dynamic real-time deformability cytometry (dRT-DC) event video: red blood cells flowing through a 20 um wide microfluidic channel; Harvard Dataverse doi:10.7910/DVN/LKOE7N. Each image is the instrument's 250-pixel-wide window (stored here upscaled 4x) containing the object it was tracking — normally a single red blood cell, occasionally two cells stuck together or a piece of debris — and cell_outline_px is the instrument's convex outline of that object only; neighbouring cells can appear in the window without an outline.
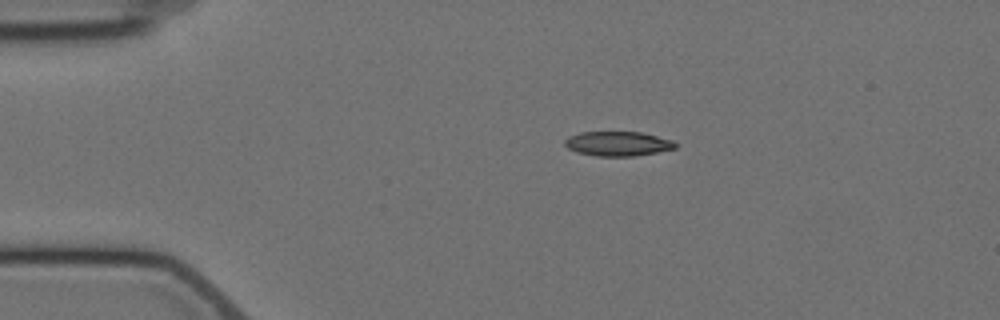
{"species": "Egyptian fruit bat (a non-hibernating species)", "species_latin": "Rousettus aegyptiacus", "temperature_condition": "cold", "stored_images_in_passage": 8, "camera_frame_rate_fps": 3000, "um_per_image_px": 0.085, "animal": {"sex": "female"}, "frame": {"image": 1, "passage_image": 1, "time_ms": 0.0, "image_size_px": [1000, 320], "cell_outline_px": [[676, 148], [656, 152], [632, 156], [596, 156], [576, 152], [568, 148], [564, 144], [564, 140], [568, 136], [580, 132], [640, 132], [672, 140], [676, 144]], "centroid_in_image_um": [52.47, 12.21], "position_along_channel_um": 32.5, "area_um2": 15.72}}
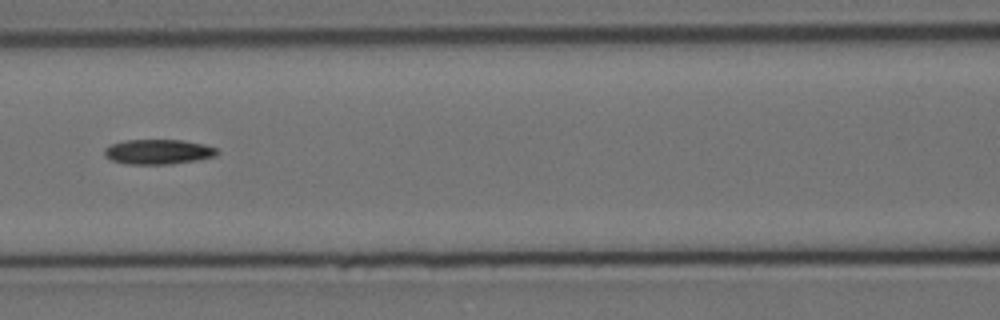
{"frame": {"image": 2, "passage_image": 5, "time_ms": 4.667, "image_size_px": [1000, 320], "cell_outline_px": [[220, 152], [216, 156], [196, 160], [172, 164], [124, 164], [112, 160], [104, 156], [104, 148], [112, 144], [124, 140], [184, 140], [204, 144], [216, 148]], "centroid_in_image_um": [13.45, 12.9], "position_along_channel_um": 153.2, "area_um2": 16.47}}
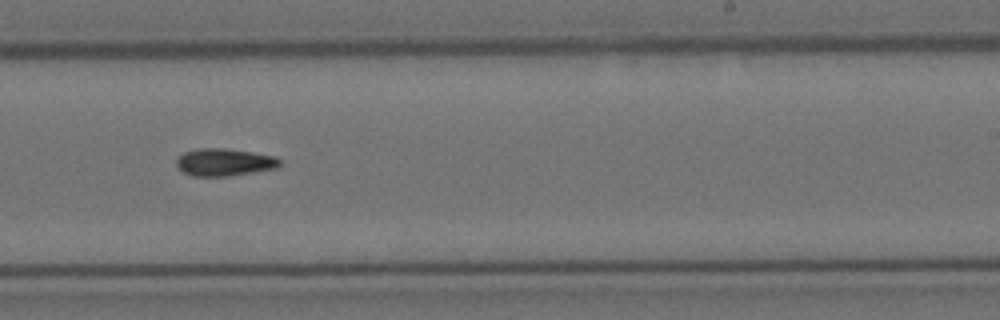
{"frame": {"image": 3, "passage_image": 8, "time_ms": 8.0, "image_size_px": [1000, 320], "cell_outline_px": [[280, 164], [276, 168], [228, 176], [192, 176], [184, 172], [176, 164], [176, 160], [184, 152], [200, 148], [224, 148], [252, 152], [276, 156], [280, 160]], "centroid_in_image_um": [19.07, 13.78], "position_along_channel_um": 269.9, "area_um2": 16.36}}